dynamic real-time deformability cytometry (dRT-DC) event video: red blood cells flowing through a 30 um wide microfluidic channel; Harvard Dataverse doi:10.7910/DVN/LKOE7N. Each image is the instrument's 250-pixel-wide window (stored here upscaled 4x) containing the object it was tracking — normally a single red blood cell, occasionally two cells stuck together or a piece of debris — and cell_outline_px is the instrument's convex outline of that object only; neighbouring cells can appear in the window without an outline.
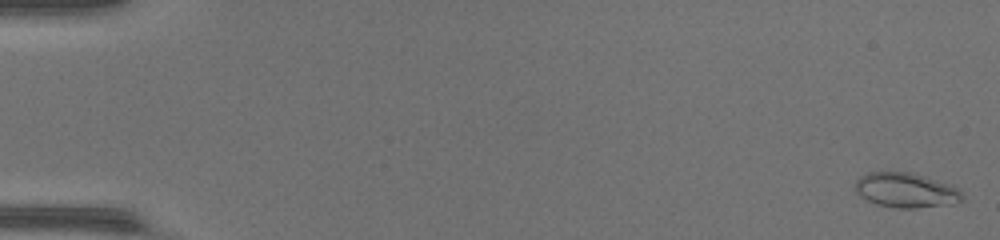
{"species": "common noctule bat (a hibernating species)", "species_latin": "Nyctalus noctula", "temperature_condition": "warm", "stored_images_in_passage": 53, "camera_frame_rate_fps": 3000, "um_per_image_px": 0.085, "animal": {"sex": "female", "body_mass_g": 17.0, "forearm_length_mm": 48.0}, "frame": {"image": 1, "passage_image": 2, "time_ms": 0.333, "image_size_px": [1000, 240], "cell_outline_px": [[964, 196], [960, 200], [940, 204], [916, 208], [896, 208], [876, 204], [860, 196], [856, 192], [856, 180], [860, 176], [868, 172], [912, 172], [952, 184], [960, 188]], "centroid_in_image_um": [76.99, 16.14], "position_along_channel_um": 8.0, "area_um2": 21.56}}
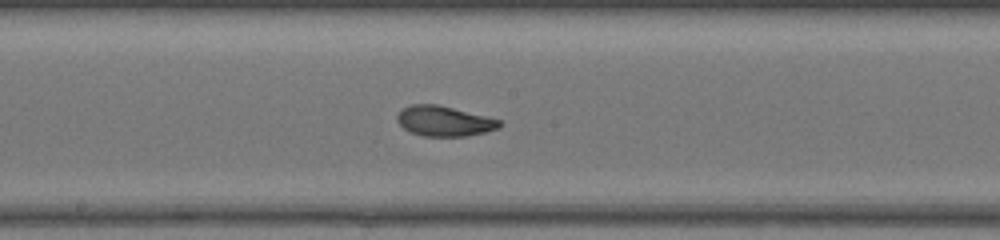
{"frame": {"image": 2, "passage_image": 30, "time_ms": 9.667, "image_size_px": [1000, 240], "cell_outline_px": [[504, 124], [500, 128], [468, 136], [424, 136], [408, 132], [396, 120], [396, 116], [404, 108], [412, 104], [436, 104], [500, 120]], "centroid_in_image_um": [37.75, 10.31], "position_along_channel_um": 210.4, "area_um2": 17.86}}
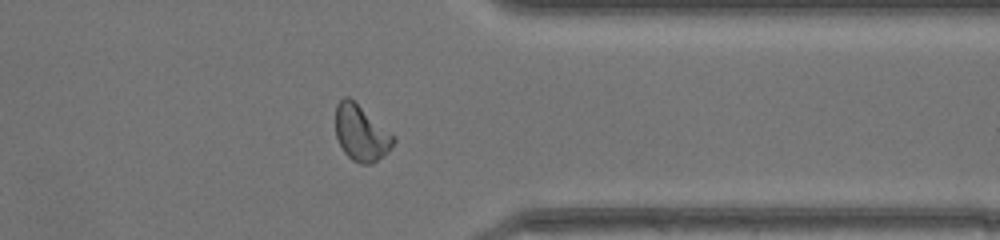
{"frame": {"image": 3, "passage_image": 43, "time_ms": 14.0, "image_size_px": [1000, 240], "cell_outline_px": [[396, 140], [388, 152], [372, 164], [360, 164], [352, 160], [344, 152], [336, 136], [336, 104], [344, 96], [348, 96], [396, 136]], "centroid_in_image_um": [30.71, 11.32], "position_along_channel_um": 380.7, "area_um2": 18.84}}